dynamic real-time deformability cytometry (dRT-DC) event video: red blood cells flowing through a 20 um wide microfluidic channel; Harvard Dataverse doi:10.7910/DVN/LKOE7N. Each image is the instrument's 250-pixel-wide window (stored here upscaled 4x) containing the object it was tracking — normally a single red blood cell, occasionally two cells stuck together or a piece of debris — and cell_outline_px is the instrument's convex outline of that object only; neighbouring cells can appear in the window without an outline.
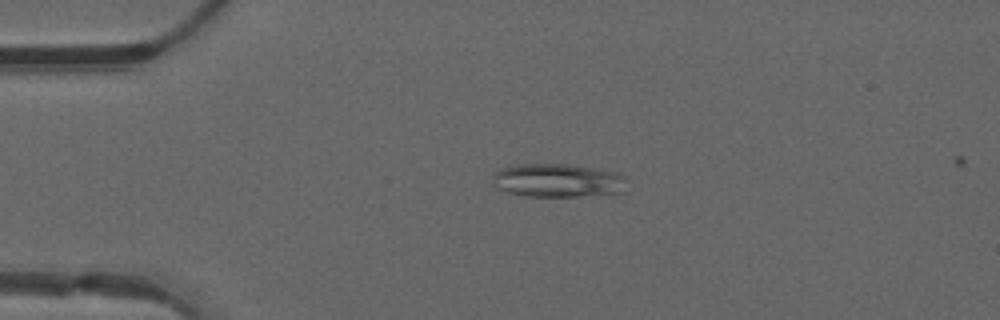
{"species": "common noctule bat (a hibernating species)", "species_latin": "Nyctalus noctula", "temperature_condition": "warm", "stored_images_in_passage": 45, "camera_frame_rate_fps": 3000, "um_per_image_px": 0.085, "animal": {"sex": "male", "forearm_length_mm": 52.5}, "frame": {"image": 1, "passage_image": 7, "time_ms": 2.0, "image_size_px": [1000, 320], "cell_outline_px": [[628, 180], [620, 192], [580, 196], [524, 196], [504, 192], [496, 188], [492, 184], [492, 176], [500, 168], [520, 164], [568, 164], [616, 172], [624, 176]], "centroid_in_image_um": [47.33, 15.34], "position_along_channel_um": 37.7, "area_um2": 26.24}}
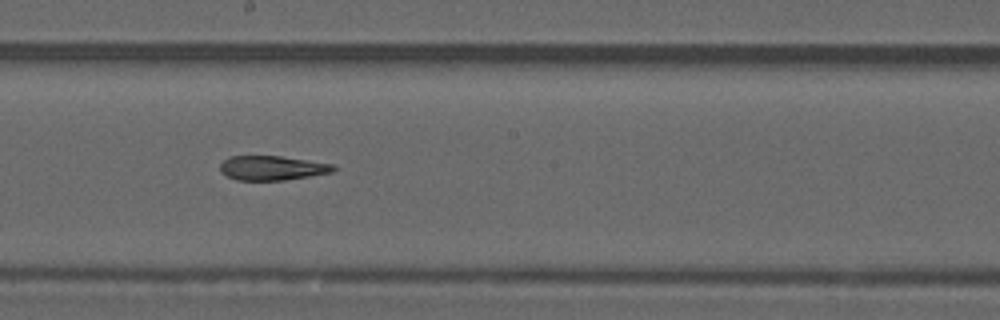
{"frame": {"image": 2, "passage_image": 23, "time_ms": 7.333, "image_size_px": [1000, 320], "cell_outline_px": [[336, 168], [332, 172], [284, 180], [236, 180], [220, 172], [220, 164], [228, 156], [280, 156], [332, 164]], "centroid_in_image_um": [23.08, 14.27], "position_along_channel_um": 225.1, "area_um2": 15.95}}
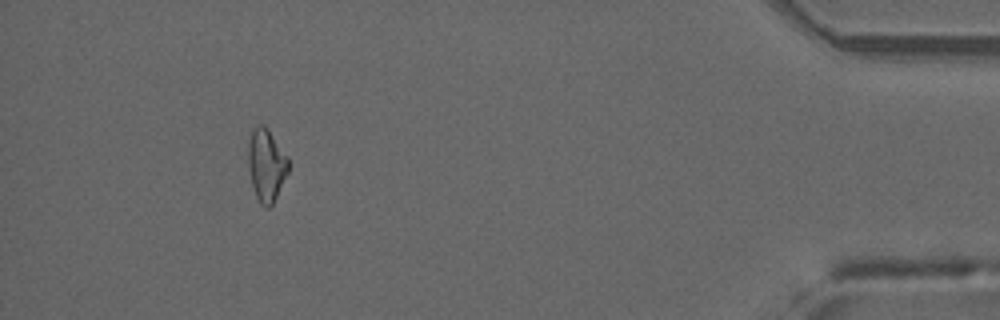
{"frame": {"image": 3, "passage_image": 41, "time_ms": 13.333, "image_size_px": [1000, 320], "cell_outline_px": [[288, 172], [272, 204], [268, 208], [264, 208], [260, 204], [256, 196], [252, 184], [248, 168], [248, 144], [252, 128], [256, 124], [264, 124], [268, 128], [288, 156]], "centroid_in_image_um": [22.62, 13.98], "position_along_channel_um": 412.6, "area_um2": 17.11}, "authors_computed_cell_mechanics": {"area_um2": 17.1088, "velocity_mm_per_s": 4.1631, "shape_relaxation_time_tau1_ms": null, "shape_relaxation_time_tau2_ms": 7.6602, "deformation_change_tau1": null, "deformation_change_tau2": 0.1873}}